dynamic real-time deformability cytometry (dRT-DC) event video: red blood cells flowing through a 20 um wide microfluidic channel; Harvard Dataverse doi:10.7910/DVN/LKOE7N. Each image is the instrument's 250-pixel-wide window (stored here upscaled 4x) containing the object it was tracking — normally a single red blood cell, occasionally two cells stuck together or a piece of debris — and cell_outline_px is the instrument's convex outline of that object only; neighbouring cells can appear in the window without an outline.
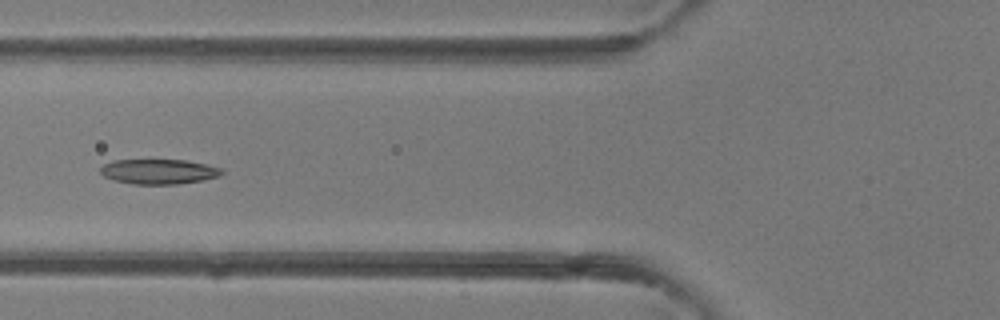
{"species": "common noctule bat (a hibernating species)", "species_latin": "Nyctalus noctula", "temperature_condition": "room temperature", "stored_images_in_passage": 4, "camera_frame_rate_fps": 3000, "um_per_image_px": 0.085, "animal": {"sex": "female"}, "frame": {"image": 1, "passage_image": 4, "time_ms": 3.333, "image_size_px": [1000, 320], "cell_outline_px": [[224, 172], [220, 176], [204, 180], [176, 184], [132, 184], [116, 180], [104, 176], [100, 172], [100, 168], [104, 164], [112, 160], [188, 160], [224, 168]], "centroid_in_image_um": [13.55, 14.58], "position_along_channel_um": 112.3, "area_um2": 17.74}}